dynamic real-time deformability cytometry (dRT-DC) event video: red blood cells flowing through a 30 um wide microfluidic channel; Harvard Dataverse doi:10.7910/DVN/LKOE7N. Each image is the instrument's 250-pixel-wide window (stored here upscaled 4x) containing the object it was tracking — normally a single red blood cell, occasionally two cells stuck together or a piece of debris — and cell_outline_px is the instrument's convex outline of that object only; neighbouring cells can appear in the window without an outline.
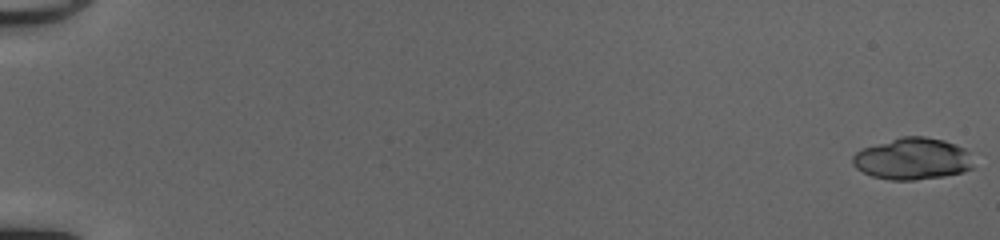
{"species": "common noctule bat (a hibernating species)", "species_latin": "Nyctalus noctula", "temperature_condition": "cold", "stored_images_in_passage": 26, "camera_frame_rate_fps": 3000, "um_per_image_px": 0.085, "animal": {"sex": "female", "body_mass_g": 20.0, "forearm_length_mm": 54.0}, "frame": {"image": 1, "passage_image": 1, "time_ms": 0.0, "image_size_px": [1000, 240], "cell_outline_px": [[972, 168], [964, 172], [944, 176], [912, 180], [888, 180], [872, 176], [856, 168], [852, 164], [852, 156], [856, 152], [864, 148], [900, 136], [924, 136], [944, 140], [956, 144], [964, 148], [968, 152]], "centroid_in_image_um": [77.54, 13.49], "position_along_channel_um": 7.5, "area_um2": 29.3}}
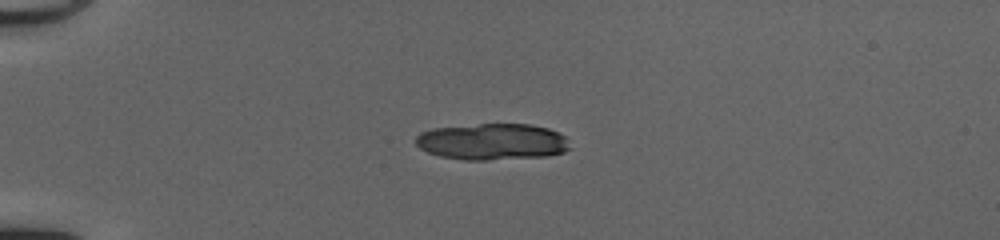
{"frame": {"image": 2, "passage_image": 15, "time_ms": 4.667, "image_size_px": [1000, 240], "cell_outline_px": [[572, 148], [564, 152], [548, 156], [488, 160], [464, 160], [440, 156], [428, 152], [420, 148], [416, 144], [416, 136], [420, 132], [432, 128], [480, 124], [528, 124], [548, 128], [560, 132], [564, 136]], "centroid_in_image_um": [41.86, 12.05], "position_along_channel_um": 43.1, "area_um2": 32.95}}